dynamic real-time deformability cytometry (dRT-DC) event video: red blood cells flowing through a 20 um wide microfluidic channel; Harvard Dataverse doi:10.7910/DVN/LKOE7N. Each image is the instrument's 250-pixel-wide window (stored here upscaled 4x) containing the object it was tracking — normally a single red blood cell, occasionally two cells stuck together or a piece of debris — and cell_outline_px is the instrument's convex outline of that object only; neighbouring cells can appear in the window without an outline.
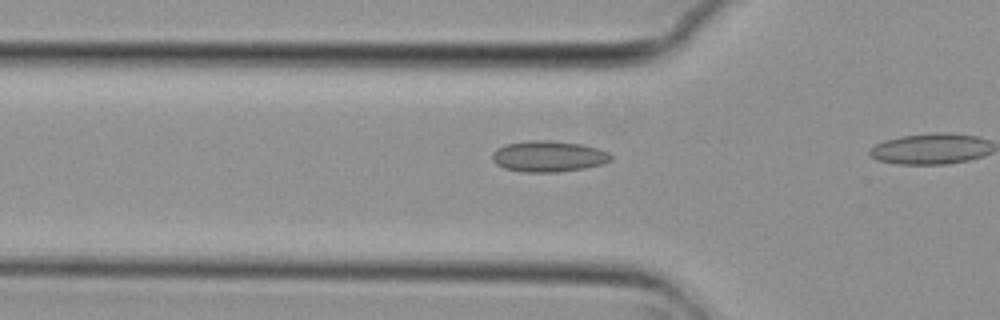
{"species": "common noctule bat (a hibernating species)", "species_latin": "Nyctalus noctula", "temperature_condition": "cold", "stored_images_in_passage": 16, "camera_frame_rate_fps": 3000, "um_per_image_px": 0.085, "animal": {"sex": "female", "body_mass_g": 29.2, "forearm_length_mm": 56.3}, "frame": {"image": 1, "passage_image": 14, "time_ms": 4.333, "image_size_px": [1000, 320], "cell_outline_px": [[612, 160], [604, 164], [584, 168], [556, 172], [524, 172], [504, 168], [496, 164], [492, 160], [492, 152], [496, 148], [508, 144], [528, 140], [548, 140], [580, 144], [596, 148], [608, 152], [612, 156]], "centroid_in_image_um": [46.61, 13.29], "position_along_channel_um": 79.2, "area_um2": 21.44}}